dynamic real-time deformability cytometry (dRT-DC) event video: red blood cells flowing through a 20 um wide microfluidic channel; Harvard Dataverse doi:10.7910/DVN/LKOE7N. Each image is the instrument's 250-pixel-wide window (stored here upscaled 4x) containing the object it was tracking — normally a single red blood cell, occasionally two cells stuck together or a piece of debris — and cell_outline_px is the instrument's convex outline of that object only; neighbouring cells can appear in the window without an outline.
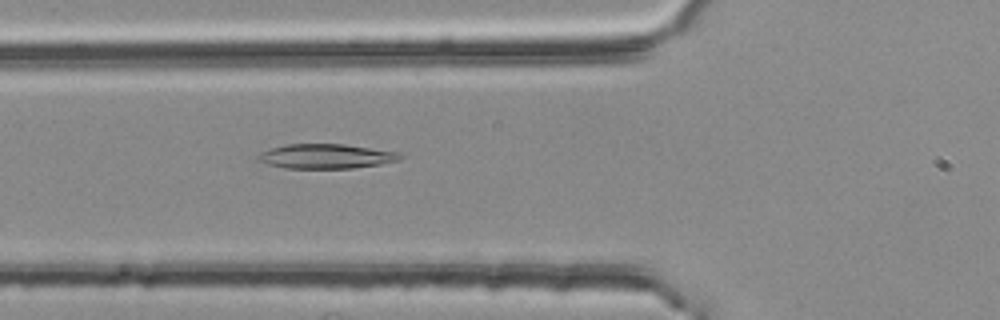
{"species": "common noctule bat (a hibernating species)", "species_latin": "Nyctalus noctula", "temperature_condition": "room temperature", "stored_images_in_passage": 53, "camera_frame_rate_fps": 3000, "um_per_image_px": 0.085, "animal": {"sex": "female", "body_mass_g": 25.1}, "frame": {"image": 1, "passage_image": 19, "time_ms": 6.0, "image_size_px": [1000, 320], "cell_outline_px": [[404, 156], [400, 160], [380, 164], [352, 168], [284, 168], [268, 164], [256, 160], [256, 156], [272, 148], [288, 144], [344, 144], [400, 152]], "centroid_in_image_um": [27.75, 13.28], "position_along_channel_um": 98.0, "area_um2": 20.29}}
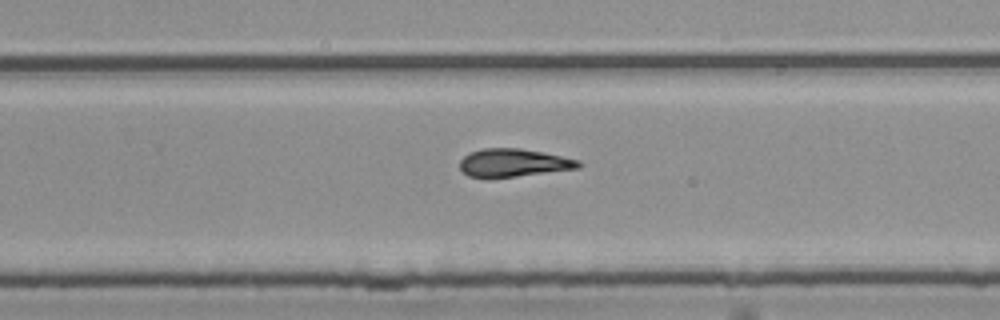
{"frame": {"image": 2, "passage_image": 34, "time_ms": 11.0, "image_size_px": [1000, 320], "cell_outline_px": [[580, 168], [516, 176], [468, 176], [460, 168], [460, 160], [468, 152], [484, 148], [520, 148], [580, 160]], "centroid_in_image_um": [43.64, 13.81], "position_along_channel_um": 286.2, "area_um2": 18.9}}
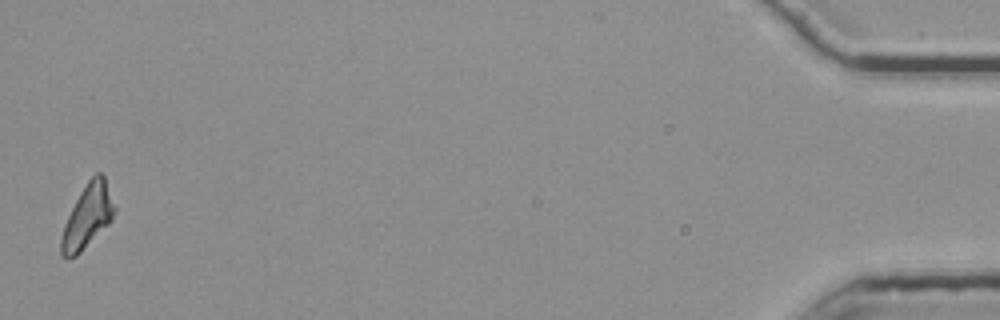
{"frame": {"image": 3, "passage_image": 53, "time_ms": 17.333, "image_size_px": [1000, 320], "cell_outline_px": [[116, 208], [112, 220], [76, 256], [64, 256], [60, 252], [60, 240], [64, 224], [80, 192], [88, 180], [96, 172], [100, 172], [104, 176]], "centroid_in_image_um": [7.44, 18.36], "position_along_channel_um": 427.8, "area_um2": 19.31}, "authors_computed_cell_mechanics": {"area_um2": 19.8254, "velocity_mm_per_s": 3.7651, "shape_relaxation_time_tau1_ms": null, "shape_relaxation_time_tau2_ms": 11.1742, "deformation_change_tau1": null, "deformation_change_tau2": 0.2238}}